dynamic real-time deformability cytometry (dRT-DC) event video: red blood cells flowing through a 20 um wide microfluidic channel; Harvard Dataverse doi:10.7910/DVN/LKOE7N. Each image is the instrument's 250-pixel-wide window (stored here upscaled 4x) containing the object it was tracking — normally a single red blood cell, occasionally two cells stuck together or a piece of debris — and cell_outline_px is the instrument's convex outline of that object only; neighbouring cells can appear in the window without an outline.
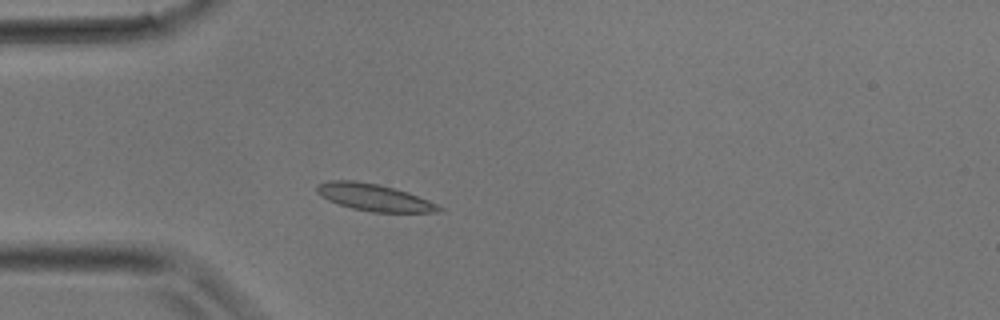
{"species": "common noctule bat (a hibernating species)", "species_latin": "Nyctalus noctula", "temperature_condition": "room temperature", "stored_images_in_passage": 33, "camera_frame_rate_fps": 3000, "um_per_image_px": 0.085, "animal": {"sex": "male", "body_mass_g": 17.9}, "frame": {"image": 1, "passage_image": 8, "time_ms": 2.333, "image_size_px": [1000, 320], "cell_outline_px": [[444, 208], [440, 212], [372, 212], [352, 208], [328, 200], [320, 196], [316, 192], [316, 184], [328, 180], [356, 180], [380, 184], [408, 192], [428, 200]], "centroid_in_image_um": [31.77, 16.76], "position_along_channel_um": 53.2, "area_um2": 19.31}}
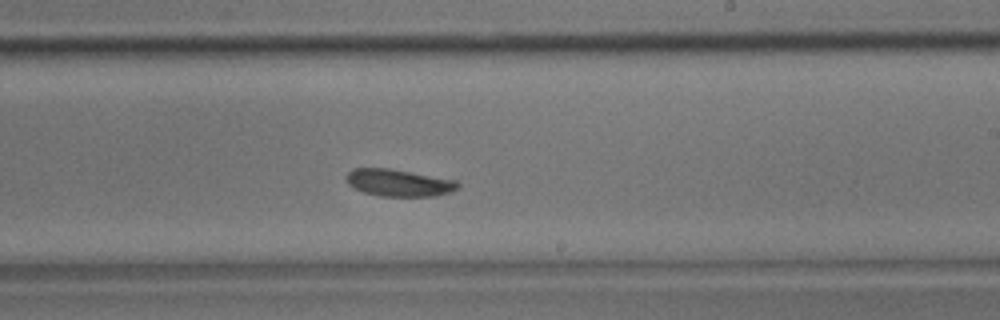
{"frame": {"image": 2, "passage_image": 19, "time_ms": 6.0, "image_size_px": [1000, 320], "cell_outline_px": [[460, 188], [452, 192], [436, 196], [380, 196], [364, 192], [348, 184], [348, 172], [352, 168], [388, 168], [456, 180], [460, 184]], "centroid_in_image_um": [33.95, 15.54], "position_along_channel_um": 255.0, "area_um2": 17.51}}
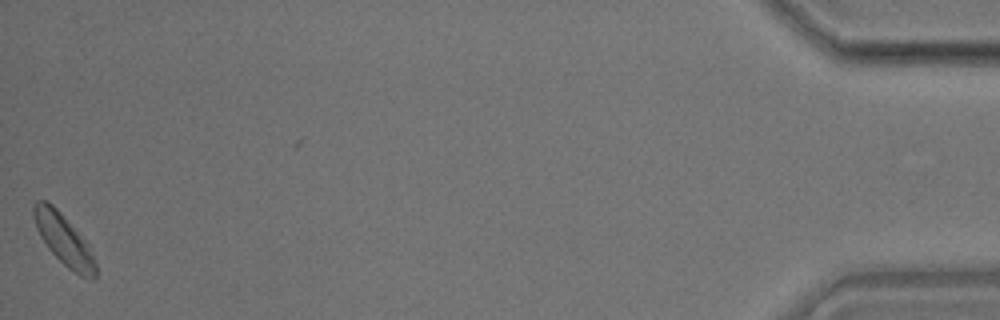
{"frame": {"image": 3, "passage_image": 33, "time_ms": 10.667, "image_size_px": [1000, 320], "cell_outline_px": [[96, 280], [92, 280], [80, 276], [68, 268], [48, 248], [40, 236], [36, 228], [32, 212], [32, 208], [36, 200], [48, 200], [60, 212], [88, 244], [96, 264]], "centroid_in_image_um": [5.42, 20.38], "position_along_channel_um": 429.8, "area_um2": 18.21}}